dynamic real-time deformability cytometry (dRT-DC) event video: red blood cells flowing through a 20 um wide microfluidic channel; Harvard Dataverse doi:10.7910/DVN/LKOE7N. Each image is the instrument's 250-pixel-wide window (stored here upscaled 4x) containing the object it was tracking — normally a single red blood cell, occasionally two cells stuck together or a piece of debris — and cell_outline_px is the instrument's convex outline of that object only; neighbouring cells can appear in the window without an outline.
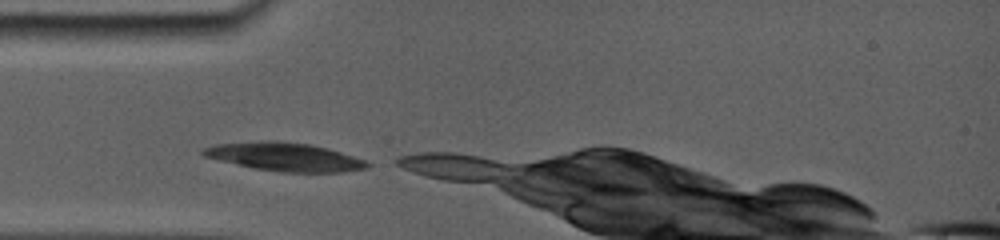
{"species": "common noctule bat (a hibernating species)", "species_latin": "Nyctalus noctula", "temperature_condition": "room temperature", "stored_images_in_passage": 5, "camera_frame_rate_fps": 5000, "um_per_image_px": 0.085, "animal": {"sex": "female", "body_mass_g": 19.0, "forearm_length_mm": 56.7}, "frame": {"image": 1, "passage_image": 1, "time_ms": 0.0, "image_size_px": [1000, 240], "cell_outline_px": [[372, 164], [368, 168], [340, 172], [280, 172], [256, 168], [220, 160], [204, 156], [200, 152], [204, 148], [216, 144], [308, 144], [324, 148], [352, 156], [364, 160]], "centroid_in_image_um": [24.29, 13.4], "position_along_channel_um": 60.7, "area_um2": 25.2}}
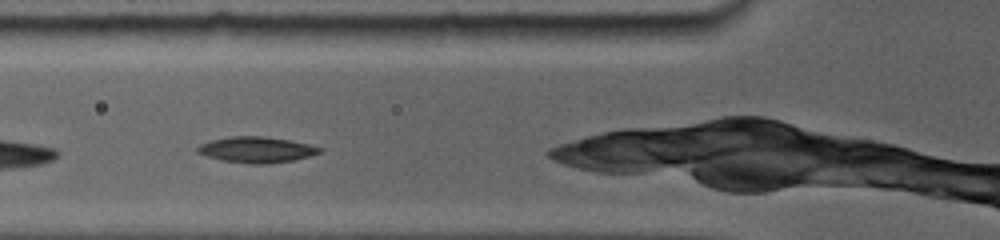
{"frame": {"image": 2, "passage_image": 3, "time_ms": 1.8, "image_size_px": [1000, 240], "cell_outline_px": [[324, 148], [320, 152], [308, 156], [292, 160], [268, 164], [248, 164], [224, 160], [208, 156], [196, 152], [196, 148], [200, 144], [212, 140], [232, 136], [260, 136], [288, 140], [308, 144]], "centroid_in_image_um": [21.79, 12.72], "position_along_channel_um": 104.0, "area_um2": 18.15}}
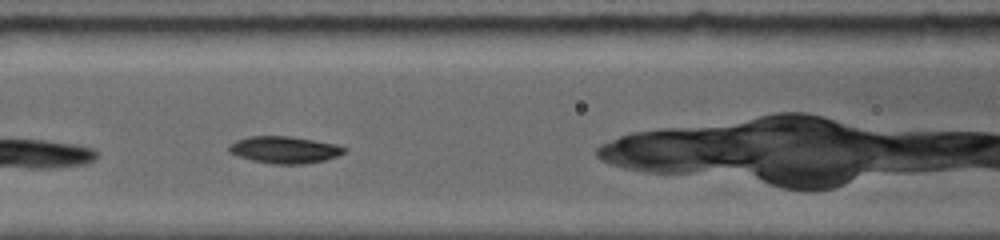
{"frame": {"image": 3, "passage_image": 4, "time_ms": 2.8, "image_size_px": [1000, 240], "cell_outline_px": [[348, 148], [344, 152], [336, 156], [324, 160], [304, 164], [272, 164], [252, 160], [228, 152], [228, 148], [232, 144], [240, 140], [252, 136], [288, 136], [312, 140], [332, 144]], "centroid_in_image_um": [24.19, 12.74], "position_along_channel_um": 142.4, "area_um2": 17.63}}